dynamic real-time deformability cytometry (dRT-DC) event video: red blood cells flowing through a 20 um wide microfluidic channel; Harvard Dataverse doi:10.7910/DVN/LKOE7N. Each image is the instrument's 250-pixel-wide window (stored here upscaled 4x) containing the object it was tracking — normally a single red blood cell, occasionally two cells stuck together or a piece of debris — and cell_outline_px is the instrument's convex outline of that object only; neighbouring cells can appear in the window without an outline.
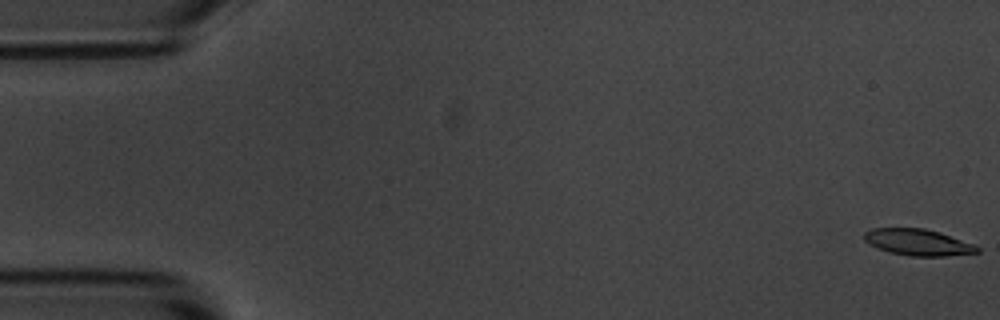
{"species": "common noctule bat (a hibernating species)", "species_latin": "Nyctalus noctula", "temperature_condition": "room temperature", "stored_images_in_passage": 56, "camera_frame_rate_fps": 3000, "um_per_image_px": 0.085, "animal": {"sex": "male", "body_mass_g": 20.1, "forearm_length_mm": 53.5}, "frame": {"image": 1, "passage_image": 1, "time_ms": 0.0, "image_size_px": [1000, 320], "cell_outline_px": [[980, 252], [944, 256], [908, 256], [888, 252], [876, 248], [868, 244], [864, 240], [864, 232], [872, 228], [924, 228], [940, 232], [976, 244], [980, 248]], "centroid_in_image_um": [78.02, 20.59], "position_along_channel_um": 7.0, "area_um2": 17.69}}
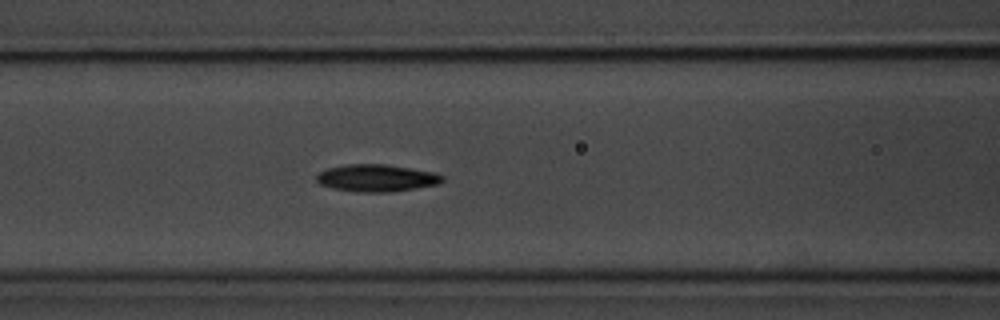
{"frame": {"image": 2, "passage_image": 23, "time_ms": 7.333, "image_size_px": [1000, 320], "cell_outline_px": [[444, 180], [440, 184], [392, 192], [360, 192], [332, 188], [320, 184], [316, 180], [316, 176], [320, 172], [328, 168], [344, 164], [384, 164], [436, 172], [444, 176]], "centroid_in_image_um": [32.04, 15.13], "position_along_channel_um": 134.6, "area_um2": 20.06}}
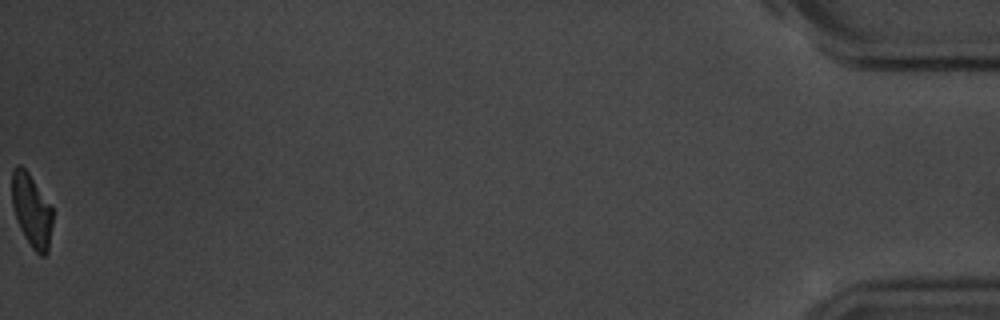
{"frame": {"image": 3, "passage_image": 56, "time_ms": 18.333, "image_size_px": [1000, 320], "cell_outline_px": [[52, 224], [48, 252], [44, 256], [40, 256], [32, 248], [24, 236], [16, 220], [12, 204], [12, 168], [16, 164], [20, 164], [28, 172], [52, 208]], "centroid_in_image_um": [2.67, 17.89], "position_along_channel_um": 432.5, "area_um2": 17.28}, "authors_computed_cell_mechanics": {"area_um2": 18.9006, "velocity_mm_per_s": 3.633, "shape_relaxation_time_tau1_ms": 2.5064, "shape_relaxation_time_tau2_ms": 7.5261, "deformation_change_tau1": 0.1199, "deformation_change_tau2": 0.1335}}